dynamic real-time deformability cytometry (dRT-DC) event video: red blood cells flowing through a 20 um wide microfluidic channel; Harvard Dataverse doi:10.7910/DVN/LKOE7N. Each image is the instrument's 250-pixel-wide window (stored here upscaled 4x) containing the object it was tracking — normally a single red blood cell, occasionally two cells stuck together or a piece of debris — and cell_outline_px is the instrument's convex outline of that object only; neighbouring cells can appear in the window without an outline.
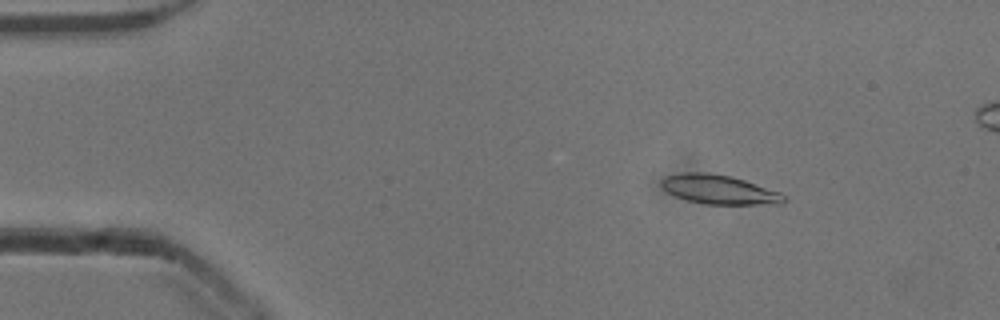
{"species": "common noctule bat (a hibernating species)", "species_latin": "Nyctalus noctula", "temperature_condition": "cold", "stored_images_in_passage": 54, "camera_frame_rate_fps": 3000, "um_per_image_px": 0.085, "animal": {"sex": "male", "body_mass_g": 13.3}, "frame": {"image": 1, "passage_image": 8, "time_ms": 2.333, "image_size_px": [1000, 320], "cell_outline_px": [[784, 200], [780, 204], [704, 204], [688, 200], [676, 196], [668, 192], [660, 184], [660, 180], [664, 176], [684, 172], [708, 172], [732, 176], [780, 192], [784, 196]], "centroid_in_image_um": [61.08, 16.1], "position_along_channel_um": 23.9, "area_um2": 20.75}}
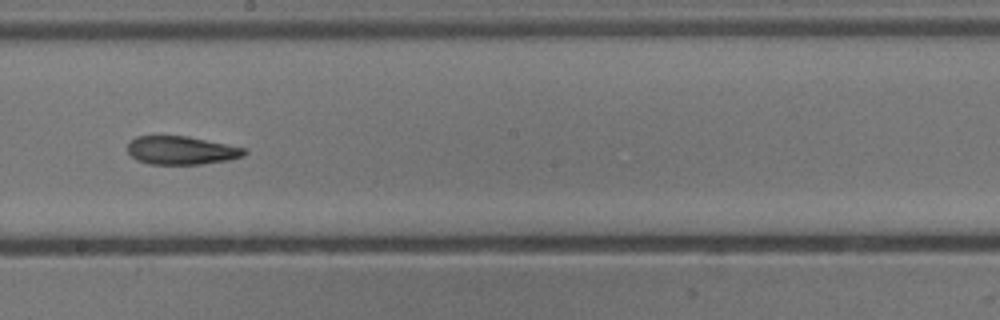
{"frame": {"image": 2, "passage_image": 30, "time_ms": 9.667, "image_size_px": [1000, 320], "cell_outline_px": [[248, 152], [244, 156], [228, 160], [200, 164], [148, 164], [136, 160], [128, 152], [128, 144], [136, 136], [188, 136], [244, 148]], "centroid_in_image_um": [15.41, 12.78], "position_along_channel_um": 232.8, "area_um2": 19.19}}
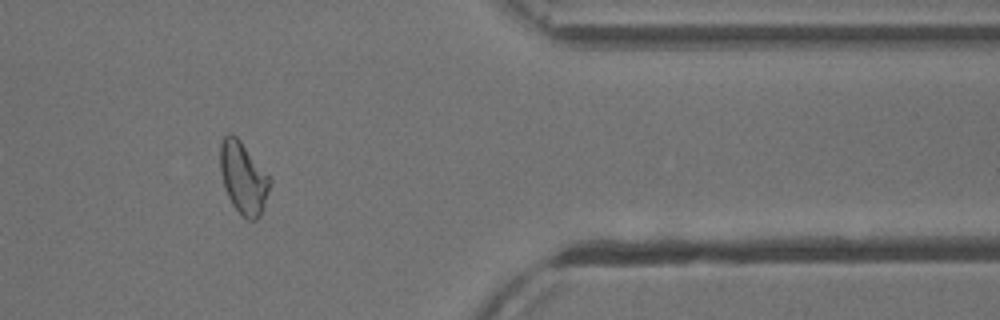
{"frame": {"image": 3, "passage_image": 44, "time_ms": 14.333, "image_size_px": [1000, 320], "cell_outline_px": [[272, 184], [264, 208], [260, 216], [256, 220], [248, 220], [232, 204], [228, 196], [220, 172], [220, 144], [224, 136], [228, 132], [236, 136], [240, 140], [272, 180]], "centroid_in_image_um": [20.7, 15.12], "position_along_channel_um": 390.7, "area_um2": 20.75}, "authors_computed_cell_mechanics": {"area_um2": 20.7213, "velocity_mm_per_s": 3.8778, "shape_relaxation_time_tau1_ms": 5.0234, "shape_relaxation_time_tau2_ms": null, "deformation_change_tau1": 0.1608, "deformation_change_tau2": null}}